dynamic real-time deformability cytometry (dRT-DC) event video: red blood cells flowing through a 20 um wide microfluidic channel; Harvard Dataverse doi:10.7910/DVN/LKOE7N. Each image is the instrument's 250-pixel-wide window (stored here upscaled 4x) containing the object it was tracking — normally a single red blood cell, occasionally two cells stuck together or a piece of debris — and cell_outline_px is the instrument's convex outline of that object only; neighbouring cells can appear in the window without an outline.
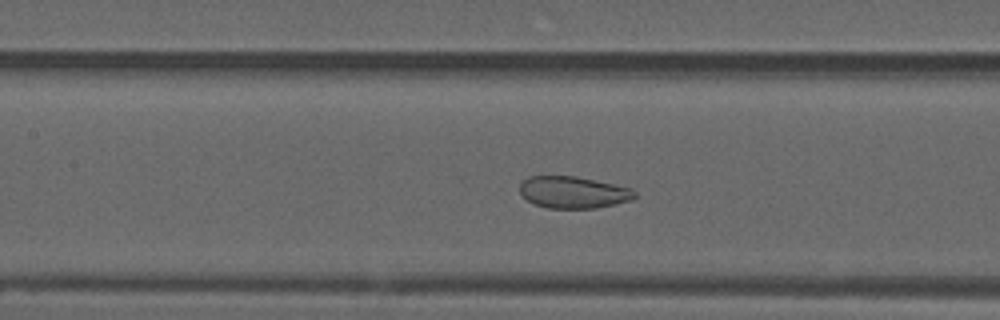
{"species": "common noctule bat (a hibernating species)", "species_latin": "Nyctalus noctula", "temperature_condition": "warm", "stored_images_in_passage": 51, "camera_frame_rate_fps": 3000, "um_per_image_px": 0.085, "animal": {"sex": "male", "forearm_length_mm": 52.5}, "frame": {"image": 1, "passage_image": 20, "time_ms": 6.333, "image_size_px": [1000, 320], "cell_outline_px": [[636, 196], [632, 200], [616, 204], [596, 208], [548, 208], [532, 204], [520, 196], [520, 184], [528, 176], [576, 176], [632, 188], [636, 192]], "centroid_in_image_um": [48.71, 16.35], "position_along_channel_um": 158.7, "area_um2": 21.56}}
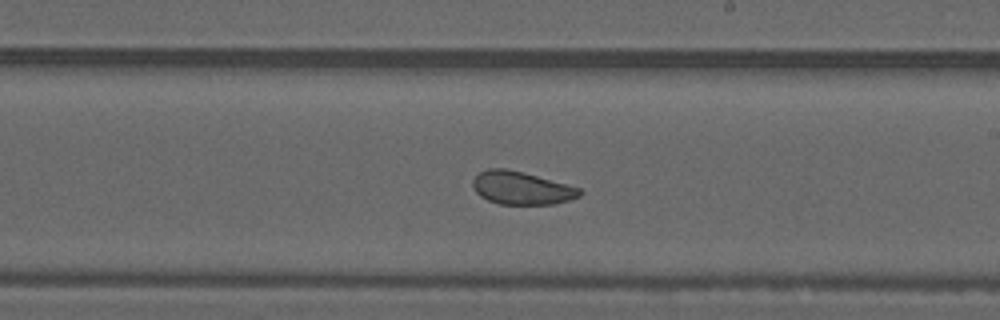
{"frame": {"image": 2, "passage_image": 27, "time_ms": 8.667, "image_size_px": [1000, 320], "cell_outline_px": [[584, 192], [580, 196], [556, 204], [500, 204], [488, 200], [480, 196], [476, 192], [472, 184], [472, 180], [480, 172], [488, 168], [504, 168], [536, 176], [580, 188]], "centroid_in_image_um": [44.32, 15.99], "position_along_channel_um": 244.7, "area_um2": 20.29}}
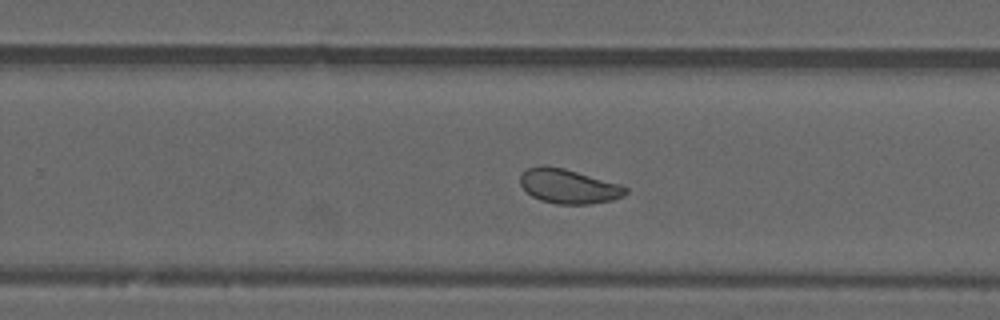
{"frame": {"image": 3, "passage_image": 30, "time_ms": 9.667, "image_size_px": [1000, 320], "cell_outline_px": [[628, 192], [624, 196], [612, 200], [588, 204], [556, 204], [540, 200], [532, 196], [520, 184], [520, 176], [528, 168], [540, 164], [564, 168], [620, 184], [628, 188]], "centroid_in_image_um": [48.33, 15.83], "position_along_channel_um": 281.5, "area_um2": 21.15}, "authors_computed_cell_mechanics": {"area_um2": 22.3686, "velocity_mm_per_s": 3.697, "shape_relaxation_time_tau1_ms": null, "shape_relaxation_time_tau2_ms": 0.692, "deformation_change_tau1": null, "deformation_change_tau2": 0.0485}}